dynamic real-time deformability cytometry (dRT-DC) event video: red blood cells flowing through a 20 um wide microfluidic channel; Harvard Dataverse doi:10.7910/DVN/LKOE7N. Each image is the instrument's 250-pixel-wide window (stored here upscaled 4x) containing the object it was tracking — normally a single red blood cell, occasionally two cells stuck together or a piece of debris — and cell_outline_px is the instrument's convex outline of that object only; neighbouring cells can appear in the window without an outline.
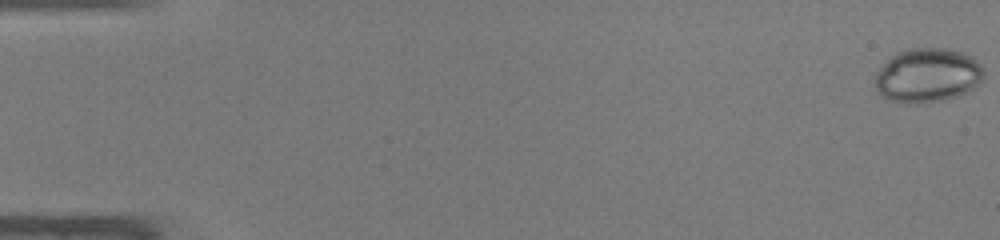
{"species": "common noctule bat (a hibernating species)", "species_latin": "Nyctalus noctula", "temperature_condition": "warm", "stored_images_in_passage": 39, "camera_frame_rate_fps": 3000, "um_per_image_px": 0.085, "animal": {"sex": "male", "body_mass_g": 19.0, "forearm_length_mm": 50.8}, "frame": {"image": 1, "passage_image": 1, "time_ms": 0.0, "image_size_px": [1000, 240], "cell_outline_px": [[984, 76], [976, 88], [968, 92], [944, 100], [892, 100], [884, 96], [876, 88], [876, 76], [880, 68], [896, 52], [908, 48], [948, 48], [972, 56], [980, 64], [984, 72]], "centroid_in_image_um": [78.92, 6.34], "position_along_channel_um": 6.1, "area_um2": 33.47}}
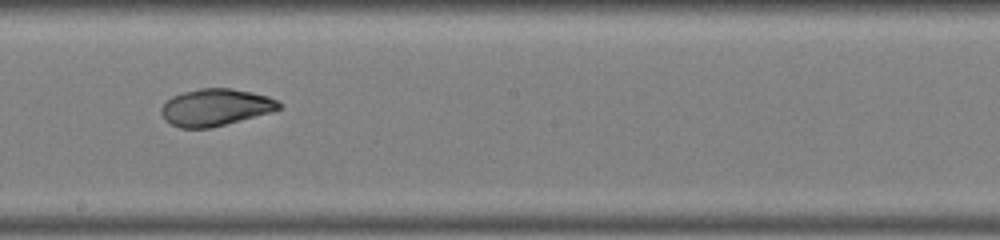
{"frame": {"image": 2, "passage_image": 28, "time_ms": 9.0, "image_size_px": [1000, 240], "cell_outline_px": [[280, 108], [272, 112], [208, 128], [180, 128], [164, 120], [160, 112], [160, 108], [172, 96], [184, 92], [200, 88], [232, 88], [252, 92], [268, 96], [276, 100], [280, 104]], "centroid_in_image_um": [18.29, 9.12], "position_along_channel_um": 229.9, "area_um2": 25.2}}
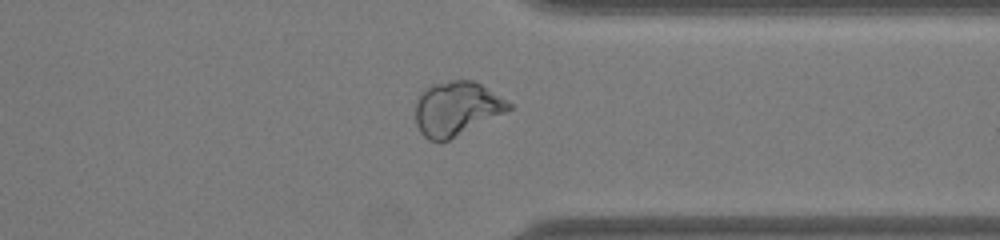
{"frame": {"image": 3, "passage_image": 38, "time_ms": 12.333, "image_size_px": [1000, 240], "cell_outline_px": [[516, 108], [448, 140], [428, 140], [420, 132], [416, 124], [416, 100], [424, 88], [432, 84], [452, 80], [472, 80], [480, 84], [512, 104]], "centroid_in_image_um": [38.81, 9.22], "position_along_channel_um": 372.6, "area_um2": 29.36}, "authors_computed_cell_mechanics": {"area_um2": 28.8422, "velocity_mm_per_s": 4.3051, "shape_relaxation_time_tau1_ms": 6.1427, "shape_relaxation_time_tau2_ms": 2.216, "deformation_change_tau1": 0.1308, "deformation_change_tau2": 0.0578}}